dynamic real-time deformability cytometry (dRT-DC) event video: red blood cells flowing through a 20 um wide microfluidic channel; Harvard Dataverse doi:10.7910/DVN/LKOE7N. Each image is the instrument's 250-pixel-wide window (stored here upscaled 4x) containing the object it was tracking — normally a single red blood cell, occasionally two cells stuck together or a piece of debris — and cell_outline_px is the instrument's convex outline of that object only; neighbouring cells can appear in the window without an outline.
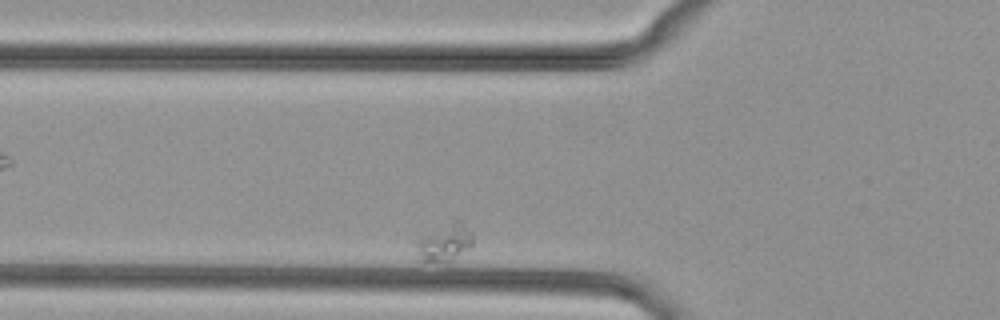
{"species": "common noctule bat (a hibernating species)", "species_latin": "Nyctalus noctula", "temperature_condition": "cold", "stored_images_in_passage": 35, "camera_frame_rate_fps": 3000, "um_per_image_px": 0.085, "animal": {"sex": "female", "body_mass_g": 29.2, "forearm_length_mm": 56.3}, "frame": {"image": 1, "passage_image": 4, "time_ms": 1.0, "image_size_px": [1000, 320], "cell_outline_px": [[472, 244], [468, 248], [452, 260], [424, 260], [412, 244], [412, 240], [456, 220], [460, 220], [472, 236]], "centroid_in_image_um": [37.74, 20.59], "position_along_channel_um": 88.1, "area_um2": 11.68}}
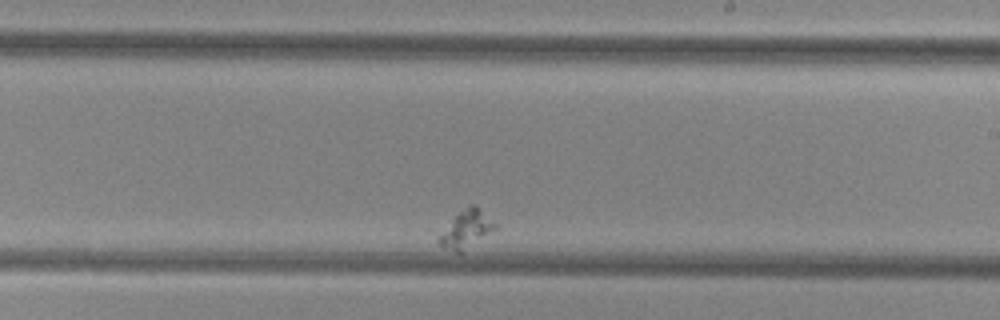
{"frame": {"image": 2, "passage_image": 21, "time_ms": 6.667, "image_size_px": [1000, 320], "cell_outline_px": [[500, 228], [460, 252], [456, 252], [444, 248], [436, 240], [452, 220], [460, 212], [472, 204], [476, 204]], "centroid_in_image_um": [39.69, 19.49], "position_along_channel_um": 249.3, "area_um2": 11.96}}
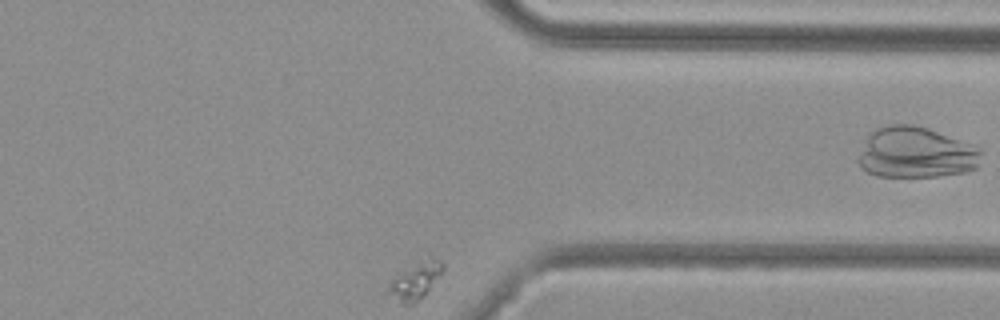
{"frame": {"image": 3, "passage_image": 34, "time_ms": 11.0, "image_size_px": [1000, 320], "cell_outline_px": [[444, 268], [424, 296], [412, 304], [404, 304], [384, 292], [388, 284], [392, 280], [428, 252], [440, 260], [444, 264]], "centroid_in_image_um": [35.32, 23.79], "position_along_channel_um": 376.1, "area_um2": 11.96}}